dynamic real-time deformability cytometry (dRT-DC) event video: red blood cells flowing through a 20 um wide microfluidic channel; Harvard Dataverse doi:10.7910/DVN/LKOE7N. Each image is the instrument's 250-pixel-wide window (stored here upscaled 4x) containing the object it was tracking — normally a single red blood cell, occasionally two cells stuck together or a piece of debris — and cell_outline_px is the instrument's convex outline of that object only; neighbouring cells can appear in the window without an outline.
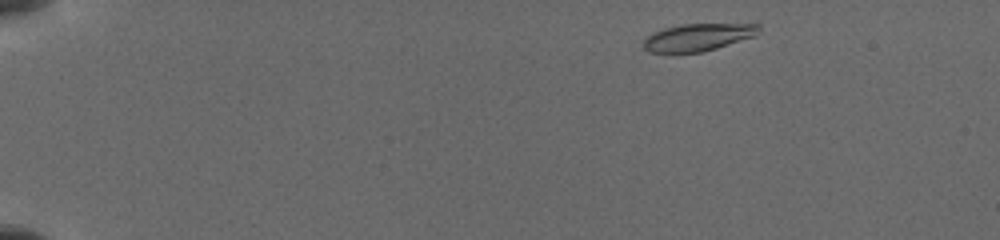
{"species": "common noctule bat (a hibernating species)", "species_latin": "Nyctalus noctula", "temperature_condition": "cold", "stored_images_in_passage": 37, "camera_frame_rate_fps": 3000, "um_per_image_px": 0.085, "animal": {"sex": "female", "body_mass_g": 19.5, "forearm_length_mm": 54.1}, "frame": {"image": 1, "passage_image": 2, "time_ms": 0.333, "image_size_px": [1000, 240], "cell_outline_px": [[760, 32], [756, 36], [704, 52], [648, 52], [644, 48], [644, 36], [652, 32], [664, 28], [680, 24], [760, 24]], "centroid_in_image_um": [59.33, 3.16], "position_along_channel_um": 25.7, "area_um2": 18.55}}
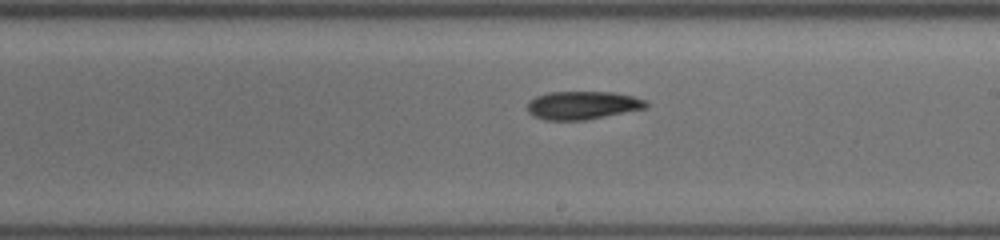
{"frame": {"image": 2, "passage_image": 22, "time_ms": 8.667, "image_size_px": [1000, 240], "cell_outline_px": [[648, 108], [584, 120], [544, 120], [532, 116], [528, 112], [528, 104], [536, 96], [548, 92], [612, 92], [632, 96], [648, 100]], "centroid_in_image_um": [49.54, 8.95], "position_along_channel_um": 239.5, "area_um2": 19.54}}
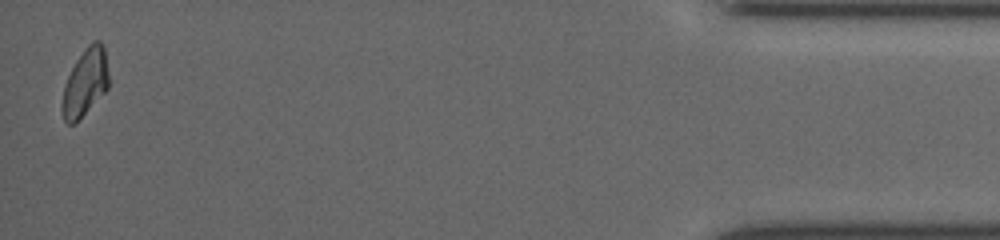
{"frame": {"image": 3, "passage_image": 37, "time_ms": 15.333, "image_size_px": [1000, 240], "cell_outline_px": [[108, 88], [72, 124], [68, 124], [64, 120], [60, 108], [60, 104], [64, 88], [68, 76], [76, 60], [84, 48], [92, 40], [100, 40], [104, 44], [108, 72]], "centroid_in_image_um": [7.23, 6.94], "position_along_channel_um": 428.0, "area_um2": 18.03}}